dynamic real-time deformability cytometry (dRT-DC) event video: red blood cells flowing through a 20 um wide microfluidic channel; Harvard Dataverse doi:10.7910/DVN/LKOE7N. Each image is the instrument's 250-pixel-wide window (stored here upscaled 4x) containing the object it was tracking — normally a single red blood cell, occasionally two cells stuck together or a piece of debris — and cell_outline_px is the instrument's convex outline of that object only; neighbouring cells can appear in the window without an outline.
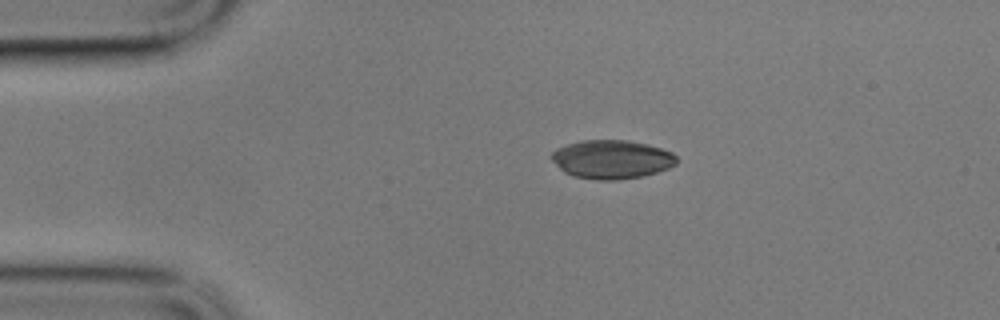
{"species": "common noctule bat (a hibernating species)", "species_latin": "Nyctalus noctula", "temperature_condition": "cold", "stored_images_in_passage": 48, "camera_frame_rate_fps": 3000, "um_per_image_px": 0.085, "animal": {"sex": "male", "body_mass_g": 17.9}, "frame": {"image": 1, "passage_image": 1, "time_ms": 0.0, "image_size_px": [1000, 320], "cell_outline_px": [[676, 164], [668, 168], [644, 176], [616, 180], [596, 180], [576, 176], [564, 172], [548, 156], [556, 148], [580, 140], [628, 140], [648, 144], [672, 152], [676, 156]], "centroid_in_image_um": [51.98, 13.54], "position_along_channel_um": 33.0, "area_um2": 28.26}}
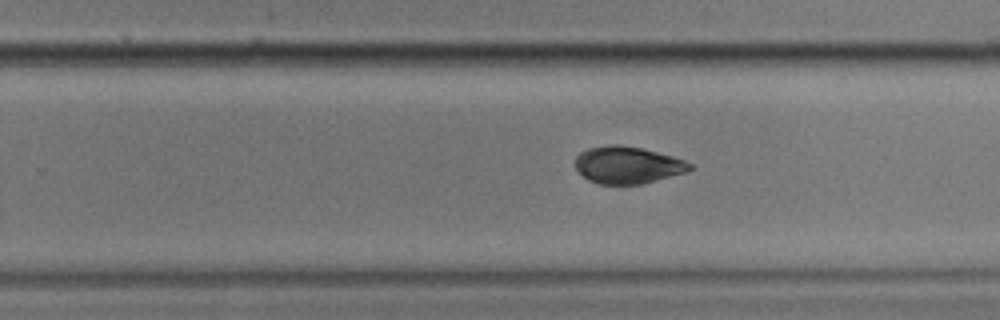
{"frame": {"image": 2, "passage_image": 26, "time_ms": 8.333, "image_size_px": [1000, 320], "cell_outline_px": [[692, 168], [684, 172], [640, 184], [600, 184], [588, 180], [576, 168], [576, 156], [580, 152], [588, 148], [608, 144], [612, 144], [640, 148], [672, 156], [684, 160], [692, 164]], "centroid_in_image_um": [53.31, 14.02], "position_along_channel_um": 276.5, "area_um2": 24.33}}
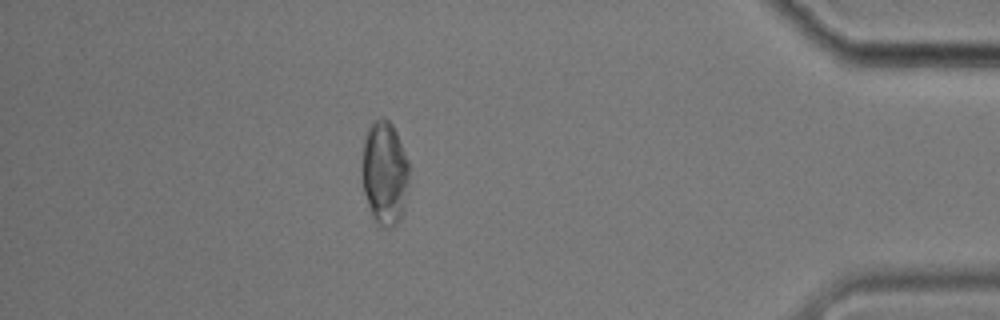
{"frame": {"image": 3, "passage_image": 41, "time_ms": 13.333, "image_size_px": [1000, 320], "cell_outline_px": [[408, 180], [404, 208], [400, 220], [392, 228], [380, 228], [372, 220], [364, 192], [360, 176], [364, 140], [368, 128], [380, 116], [388, 120], [392, 124], [396, 132], [408, 160]], "centroid_in_image_um": [32.66, 14.76], "position_along_channel_um": 402.5, "area_um2": 28.96}, "authors_computed_cell_mechanics": {"area_um2": 26.4724, "velocity_mm_per_s": 3.3902, "shape_relaxation_time_tau1_ms": 3.9254, "shape_relaxation_time_tau2_ms": 5.2939, "deformation_change_tau1": 0.1119, "deformation_change_tau2": 0.0782}}